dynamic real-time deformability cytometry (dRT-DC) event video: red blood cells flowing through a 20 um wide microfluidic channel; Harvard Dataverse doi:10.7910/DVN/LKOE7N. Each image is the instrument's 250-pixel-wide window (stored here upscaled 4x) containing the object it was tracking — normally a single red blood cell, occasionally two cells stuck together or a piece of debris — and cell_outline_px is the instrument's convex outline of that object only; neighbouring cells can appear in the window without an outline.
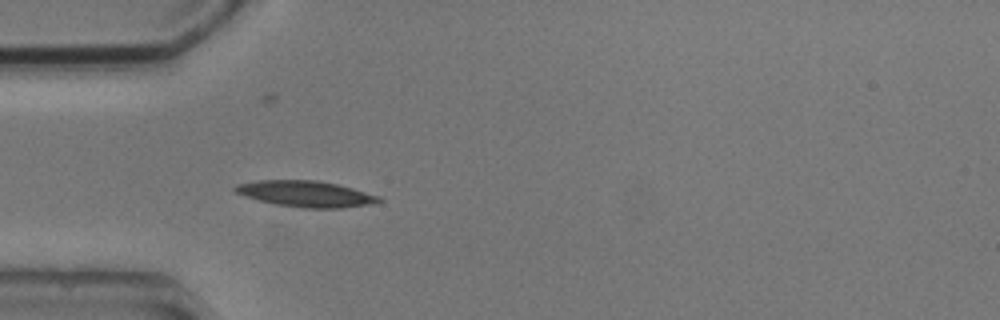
{"species": "common noctule bat (a hibernating species)", "species_latin": "Nyctalus noctula", "temperature_condition": "cold", "stored_images_in_passage": 3, "camera_frame_rate_fps": 3000, "um_per_image_px": 0.085, "animal": {"sex": "male", "body_mass_g": 20.5, "forearm_length_mm": 52.5}, "frame": {"image": 1, "passage_image": 3, "time_ms": 4.0, "image_size_px": [1000, 320], "cell_outline_px": [[384, 200], [376, 204], [340, 208], [304, 208], [276, 204], [260, 200], [236, 192], [232, 188], [236, 184], [256, 180], [316, 180], [336, 184], [352, 188], [380, 196]], "centroid_in_image_um": [26.05, 16.48], "position_along_channel_um": 59.0, "area_um2": 21.79}}